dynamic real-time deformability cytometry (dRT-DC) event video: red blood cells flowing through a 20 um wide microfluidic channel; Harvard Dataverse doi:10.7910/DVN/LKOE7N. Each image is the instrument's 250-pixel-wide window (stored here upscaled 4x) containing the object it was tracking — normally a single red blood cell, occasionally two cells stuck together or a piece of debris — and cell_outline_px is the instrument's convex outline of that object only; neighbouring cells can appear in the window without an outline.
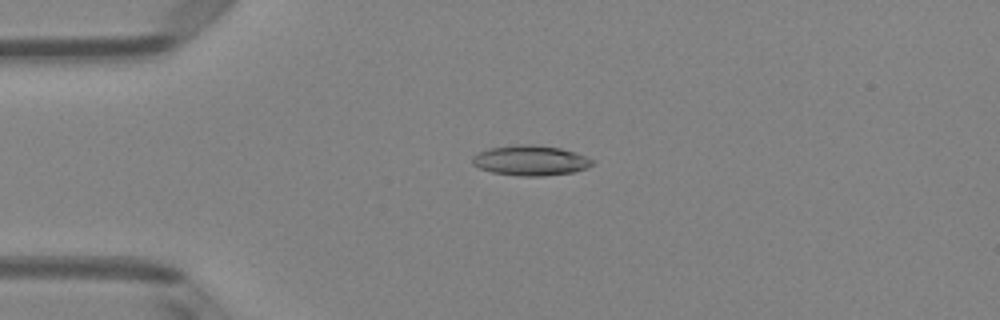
{"species": "Egyptian fruit bat (a non-hibernating species)", "species_latin": "Rousettus aegyptiacus", "temperature_condition": "room temperature", "stored_images_in_passage": 50, "camera_frame_rate_fps": 3000, "um_per_image_px": 0.085, "animal": {"sex": "female"}, "frame": {"image": 1, "passage_image": 12, "time_ms": 3.667, "image_size_px": [1000, 320], "cell_outline_px": [[596, 160], [588, 168], [572, 172], [544, 176], [520, 176], [492, 172], [480, 168], [472, 164], [472, 156], [488, 148], [516, 144], [532, 144], [560, 148], [576, 152]], "centroid_in_image_um": [45.11, 13.63], "position_along_channel_um": 39.9, "area_um2": 21.21}}
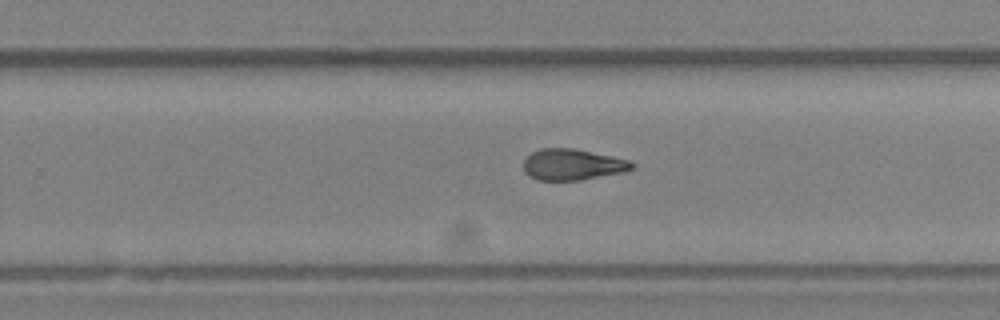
{"frame": {"image": 2, "passage_image": 32, "time_ms": 10.333, "image_size_px": [1000, 320], "cell_outline_px": [[636, 164], [632, 168], [624, 172], [580, 180], [536, 180], [528, 176], [524, 172], [524, 160], [532, 152], [540, 148], [572, 148], [612, 156], [628, 160]], "centroid_in_image_um": [48.64, 13.99], "position_along_channel_um": 281.2, "area_um2": 19.65}}
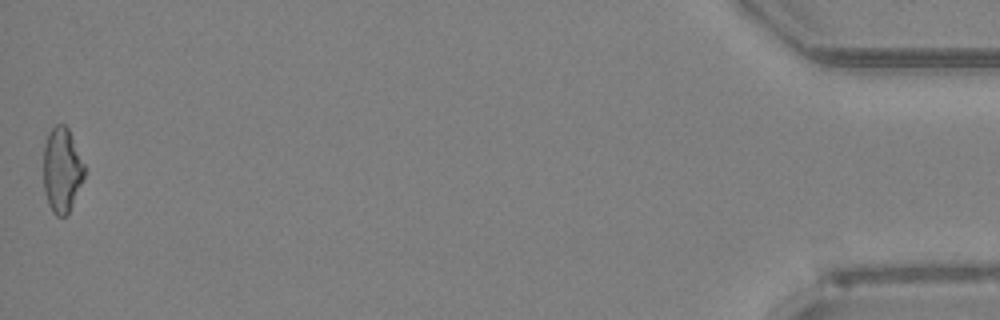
{"frame": {"image": 3, "passage_image": 50, "time_ms": 16.333, "image_size_px": [1000, 320], "cell_outline_px": [[84, 176], [72, 204], [68, 212], [64, 216], [56, 216], [52, 212], [48, 204], [44, 192], [44, 144], [48, 132], [56, 124], [64, 124], [68, 128], [84, 164]], "centroid_in_image_um": [5.24, 14.43], "position_along_channel_um": 430.0, "area_um2": 20.0}, "authors_computed_cell_mechanics": {"area_um2": 20.2878, "velocity_mm_per_s": 4.051, "shape_relaxation_time_tau1_ms": null, "shape_relaxation_time_tau2_ms": 2.1828, "deformation_change_tau1": null, "deformation_change_tau2": 0.1094}}